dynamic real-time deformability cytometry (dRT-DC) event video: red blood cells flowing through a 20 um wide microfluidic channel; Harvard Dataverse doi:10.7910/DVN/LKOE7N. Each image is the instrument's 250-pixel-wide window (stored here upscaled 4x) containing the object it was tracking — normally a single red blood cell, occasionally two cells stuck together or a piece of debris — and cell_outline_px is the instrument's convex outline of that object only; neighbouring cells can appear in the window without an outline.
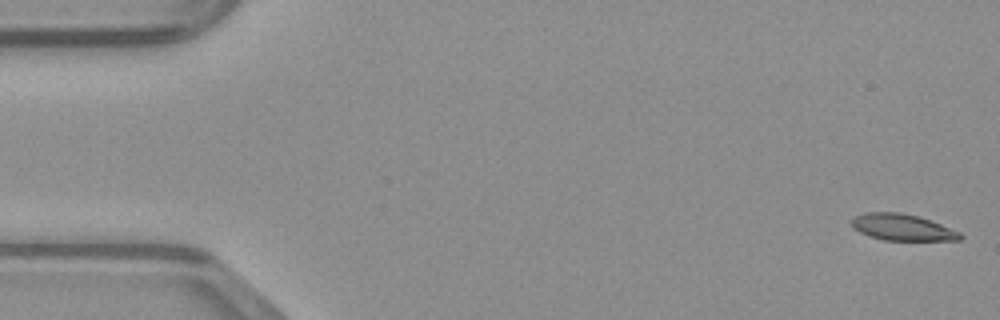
{"species": "common noctule bat (a hibernating species)", "species_latin": "Nyctalus noctula", "temperature_condition": "warm", "stored_images_in_passage": 48, "camera_frame_rate_fps": 3000, "um_per_image_px": 0.085, "animal": {"sex": "male", "body_mass_g": 23.1, "forearm_length_mm": 52.7}, "frame": {"image": 1, "passage_image": 1, "time_ms": 0.0, "image_size_px": [1000, 320], "cell_outline_px": [[964, 236], [960, 240], [884, 240], [868, 236], [852, 228], [852, 216], [864, 212], [900, 212], [920, 216], [932, 220], [960, 232]], "centroid_in_image_um": [76.68, 19.31], "position_along_channel_um": 8.3, "area_um2": 16.99}}
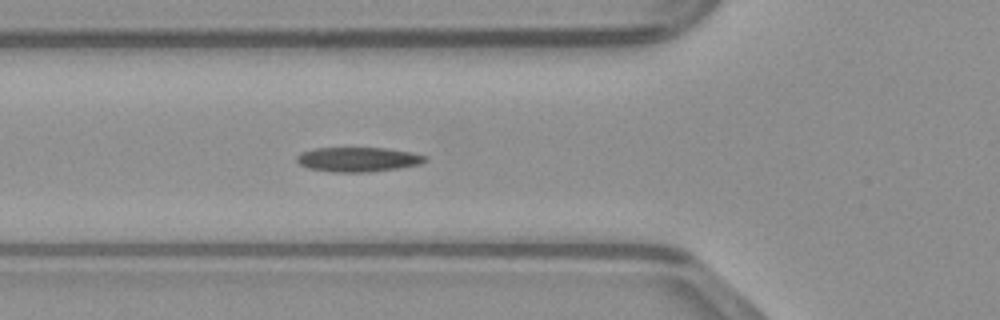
{"frame": {"image": 2, "passage_image": 17, "time_ms": 5.333, "image_size_px": [1000, 320], "cell_outline_px": [[428, 160], [420, 164], [396, 168], [368, 172], [332, 172], [308, 168], [300, 164], [296, 160], [296, 156], [300, 152], [316, 148], [384, 148], [408, 152], [428, 156]], "centroid_in_image_um": [30.4, 13.55], "position_along_channel_um": 95.4, "area_um2": 18.26}}
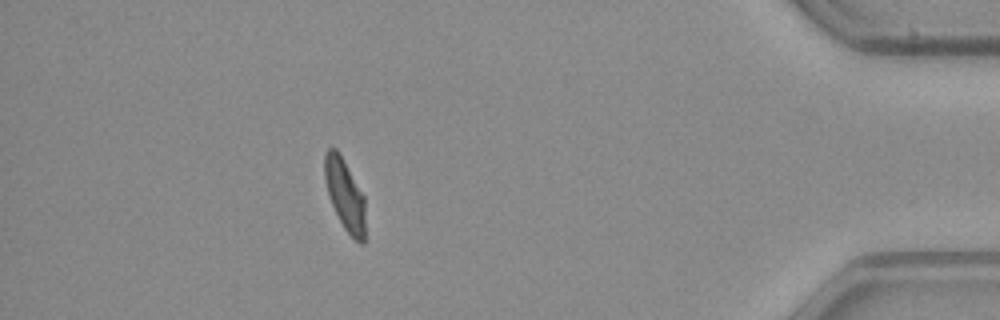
{"frame": {"image": 3, "passage_image": 43, "time_ms": 14.0, "image_size_px": [1000, 320], "cell_outline_px": [[364, 244], [360, 244], [344, 228], [332, 204], [324, 180], [324, 156], [328, 148], [336, 148], [364, 196]], "centroid_in_image_um": [29.3, 16.54], "position_along_channel_um": 405.9, "area_um2": 16.42}}